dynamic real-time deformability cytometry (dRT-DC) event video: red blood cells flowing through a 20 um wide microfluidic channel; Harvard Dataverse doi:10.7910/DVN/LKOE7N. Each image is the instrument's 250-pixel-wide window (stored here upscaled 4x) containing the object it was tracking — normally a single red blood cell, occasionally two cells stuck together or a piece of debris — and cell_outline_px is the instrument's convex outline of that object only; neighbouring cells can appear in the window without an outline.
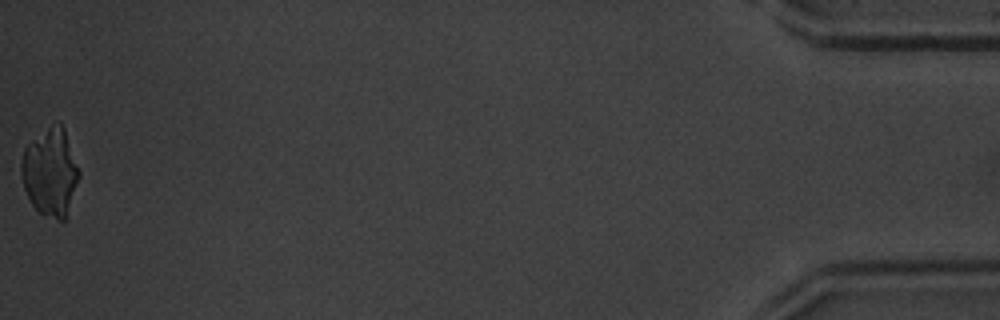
{"species": "common noctule bat (a hibernating species)", "species_latin": "Nyctalus noctula", "temperature_condition": "warm", "stored_images_in_passage": 39, "camera_frame_rate_fps": 3000, "um_per_image_px": 0.085, "animal": {"sex": "male", "body_mass_g": 20.1, "forearm_length_mm": 53.5}, "frame": {"image": 1, "passage_image": 39, "time_ms": 12.667, "image_size_px": [1000, 320], "cell_outline_px": [[80, 176], [64, 220], [60, 220], [44, 216], [32, 204], [24, 188], [20, 172], [20, 164], [24, 148], [32, 140], [56, 120], [60, 120], [64, 128], [80, 172]], "centroid_in_image_um": [4.27, 14.6], "position_along_channel_um": 430.9, "area_um2": 29.42}}